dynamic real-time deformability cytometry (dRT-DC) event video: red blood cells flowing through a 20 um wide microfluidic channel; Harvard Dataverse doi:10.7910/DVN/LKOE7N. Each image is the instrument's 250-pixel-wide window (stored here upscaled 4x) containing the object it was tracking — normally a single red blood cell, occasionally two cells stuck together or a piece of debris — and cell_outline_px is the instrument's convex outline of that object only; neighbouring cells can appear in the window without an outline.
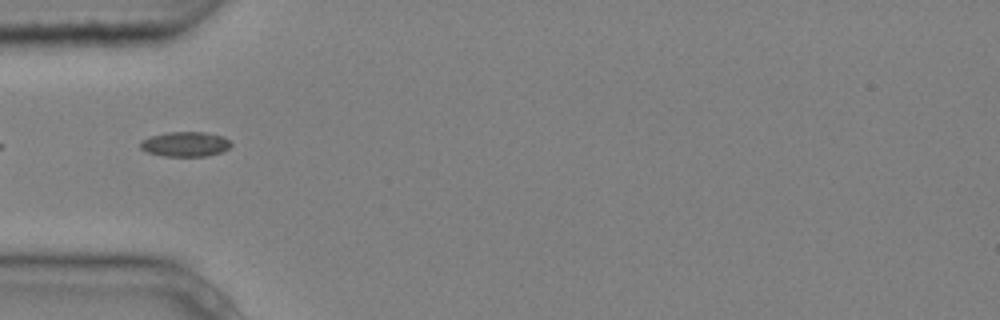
{"species": "common noctule bat (a hibernating species)", "species_latin": "Nyctalus noctula", "temperature_condition": "cold", "stored_images_in_passage": 6, "segment_of_instrument_passage": [2, 2], "camera_frame_rate_fps": 3000, "um_per_image_px": 0.085, "animal": {"sex": "male", "body_mass_g": 20.4}, "frame": {"image": 1, "passage_image": 5, "time_ms": 1.333, "image_size_px": [1000, 320], "cell_outline_px": [[232, 144], [228, 148], [220, 152], [204, 156], [164, 156], [148, 152], [140, 148], [140, 140], [152, 136], [168, 132], [204, 132], [224, 136]], "centroid_in_image_um": [15.74, 12.24], "position_along_channel_um": 69.3, "area_um2": 13.01}}
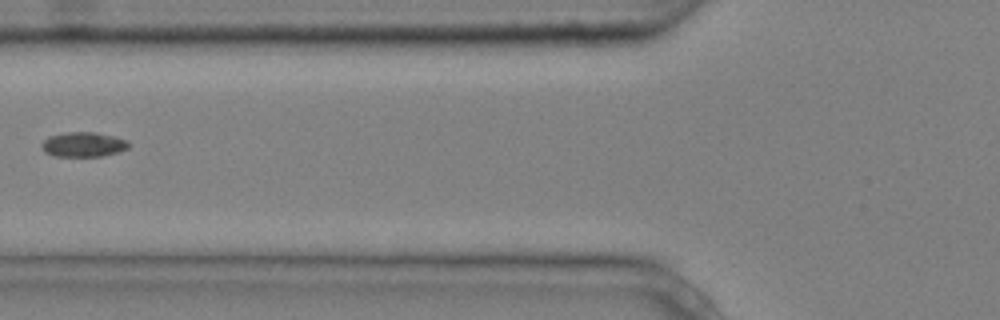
{"frame": {"image": 2, "passage_image": 6, "time_ms": 1.667, "image_size_px": [1000, 320], "cell_outline_px": [[128, 148], [120, 152], [100, 156], [56, 156], [44, 152], [40, 148], [40, 144], [48, 136], [68, 132], [96, 132], [116, 136], [128, 140]], "centroid_in_image_um": [7.08, 12.27], "position_along_channel_um": 118.7, "area_um2": 12.72}}